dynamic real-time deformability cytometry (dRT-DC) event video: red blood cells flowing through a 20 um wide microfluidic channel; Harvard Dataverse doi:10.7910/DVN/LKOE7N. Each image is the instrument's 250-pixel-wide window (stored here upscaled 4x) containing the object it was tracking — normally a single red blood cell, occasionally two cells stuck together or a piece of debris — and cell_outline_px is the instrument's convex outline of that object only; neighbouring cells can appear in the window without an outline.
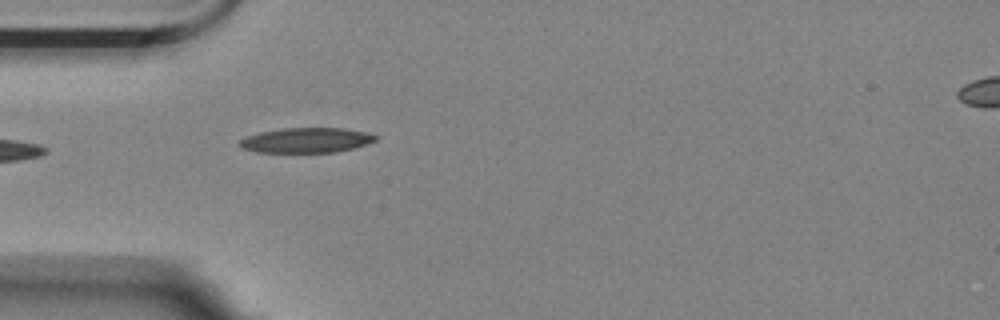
{"species": "Egyptian fruit bat (a non-hibernating species)", "species_latin": "Rousettus aegyptiacus", "temperature_condition": "room temperature", "stored_images_in_passage": 5, "camera_frame_rate_fps": 3000, "um_per_image_px": 0.085, "animal": {"sex": "female"}, "frame": {"image": 1, "passage_image": 5, "time_ms": 1.333, "image_size_px": [1000, 320], "cell_outline_px": [[380, 136], [376, 140], [352, 148], [336, 152], [256, 152], [240, 148], [236, 144], [240, 140], [248, 136], [260, 132], [284, 128], [344, 128], [364, 132]], "centroid_in_image_um": [26.0, 11.92], "position_along_channel_um": 59.0, "area_um2": 19.71}}